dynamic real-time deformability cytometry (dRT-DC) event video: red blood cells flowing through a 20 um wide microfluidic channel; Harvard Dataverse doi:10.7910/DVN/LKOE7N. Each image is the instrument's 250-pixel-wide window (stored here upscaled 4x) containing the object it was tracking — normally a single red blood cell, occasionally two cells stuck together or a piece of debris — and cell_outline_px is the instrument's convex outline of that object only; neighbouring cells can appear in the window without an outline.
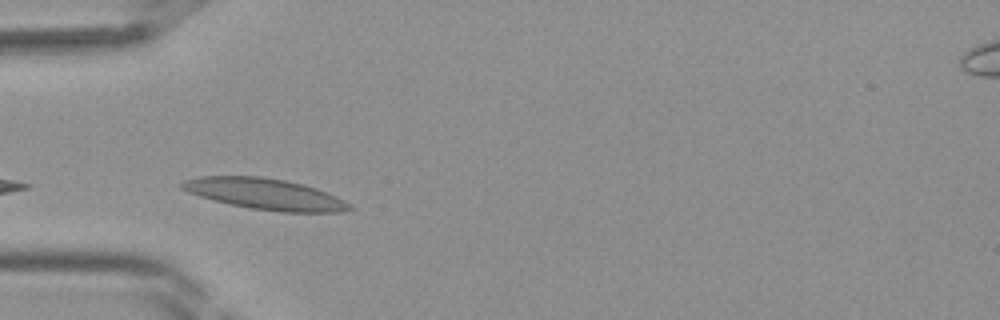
{"species": "Egyptian fruit bat (a non-hibernating species)", "species_latin": "Rousettus aegyptiacus", "temperature_condition": "room temperature", "stored_images_in_passage": 24, "camera_frame_rate_fps": 3000, "um_per_image_px": 0.085, "frame": {"image": 1, "passage_image": 1, "time_ms": 0.0, "image_size_px": [1000, 320], "cell_outline_px": [[352, 208], [340, 212], [280, 212], [252, 208], [212, 200], [188, 192], [180, 188], [180, 184], [184, 180], [200, 176], [260, 176], [284, 180], [304, 184], [328, 192], [344, 200]], "centroid_in_image_um": [22.51, 16.48], "position_along_channel_um": 62.5, "area_um2": 30.17}}